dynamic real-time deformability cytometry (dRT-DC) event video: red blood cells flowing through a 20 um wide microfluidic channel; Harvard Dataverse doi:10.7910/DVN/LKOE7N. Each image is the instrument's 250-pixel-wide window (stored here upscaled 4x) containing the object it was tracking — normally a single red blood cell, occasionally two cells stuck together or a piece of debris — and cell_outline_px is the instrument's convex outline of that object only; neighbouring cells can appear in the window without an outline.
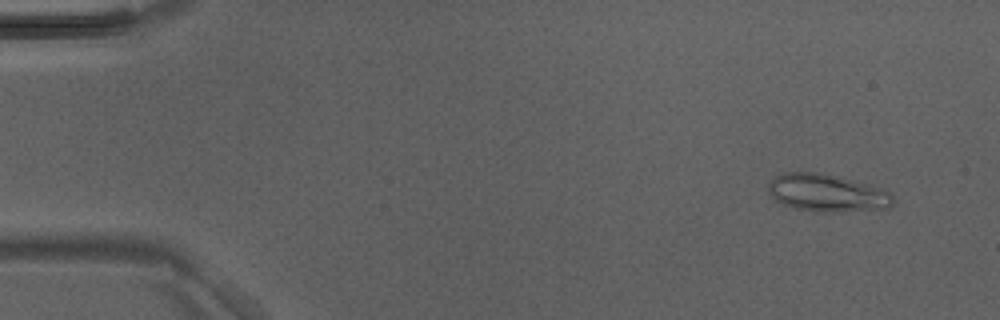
{"species": "Egyptian fruit bat (a non-hibernating species)", "species_latin": "Rousettus aegyptiacus", "temperature_condition": "room temperature", "stored_images_in_passage": 2, "camera_frame_rate_fps": 3000, "um_per_image_px": 0.085, "animal": {"sex": "male"}, "frame": {"image": 1, "passage_image": 2, "time_ms": 0.333, "image_size_px": [1000, 320], "cell_outline_px": [[896, 200], [888, 208], [840, 212], [820, 212], [792, 208], [776, 200], [768, 192], [768, 184], [780, 172], [824, 172], [840, 176], [880, 188], [892, 192]], "centroid_in_image_um": [70.32, 16.39], "position_along_channel_um": 14.7, "area_um2": 27.69}}